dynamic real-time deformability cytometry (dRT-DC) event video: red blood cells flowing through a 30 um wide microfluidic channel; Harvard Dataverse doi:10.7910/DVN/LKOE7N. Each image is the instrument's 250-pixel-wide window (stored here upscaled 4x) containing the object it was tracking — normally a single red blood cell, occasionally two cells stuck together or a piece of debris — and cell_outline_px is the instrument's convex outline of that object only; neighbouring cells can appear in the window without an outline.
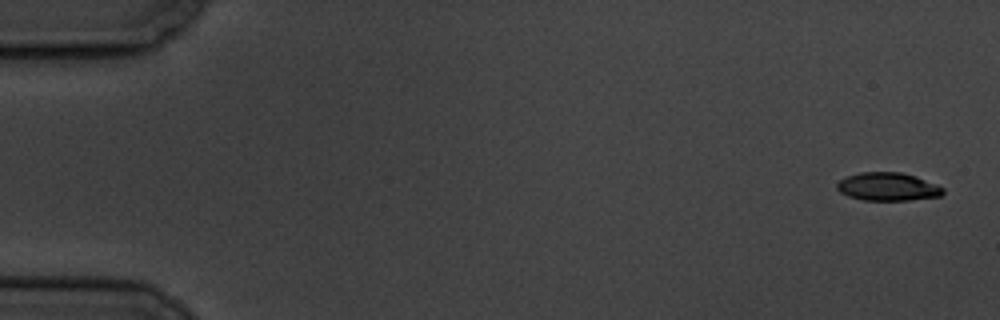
{"species": "common noctule bat (a hibernating species)", "species_latin": "Nyctalus noctula", "temperature_condition": "cold", "stored_images_in_passage": 5, "camera_frame_rate_fps": 3000, "um_per_image_px": 0.085, "animal": {"sex": "male", "body_mass_g": 19.5, "forearm_length_mm": 54.6}, "frame": {"image": 1, "passage_image": 1, "time_ms": 0.0, "image_size_px": [1000, 320], "cell_outline_px": [[944, 192], [940, 196], [908, 200], [864, 200], [848, 196], [840, 192], [836, 188], [836, 184], [840, 180], [848, 176], [860, 172], [900, 172], [916, 176], [936, 184], [944, 188]], "centroid_in_image_um": [75.46, 15.87], "position_along_channel_um": 9.5, "area_um2": 17.34}}
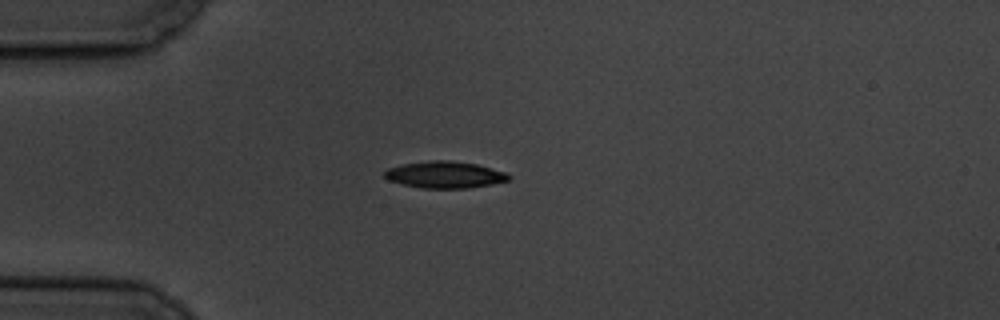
{"frame": {"image": 2, "passage_image": 5, "time_ms": 4.667, "image_size_px": [1000, 320], "cell_outline_px": [[512, 176], [508, 180], [492, 184], [468, 188], [424, 188], [404, 184], [388, 180], [384, 176], [384, 172], [388, 168], [404, 164], [428, 160], [448, 160], [476, 164], [508, 172]], "centroid_in_image_um": [37.84, 14.84], "position_along_channel_um": 47.2, "area_um2": 19.31}}